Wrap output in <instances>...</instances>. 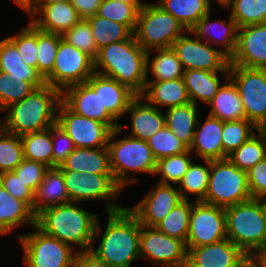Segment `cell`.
Wrapping results in <instances>:
<instances>
[{
    "instance_id": "obj_1",
    "label": "cell",
    "mask_w": 266,
    "mask_h": 267,
    "mask_svg": "<svg viewBox=\"0 0 266 267\" xmlns=\"http://www.w3.org/2000/svg\"><path fill=\"white\" fill-rule=\"evenodd\" d=\"M36 226L45 234L60 241L90 251L101 231L99 217L78 205L69 202L42 210L36 216Z\"/></svg>"
},
{
    "instance_id": "obj_2",
    "label": "cell",
    "mask_w": 266,
    "mask_h": 267,
    "mask_svg": "<svg viewBox=\"0 0 266 267\" xmlns=\"http://www.w3.org/2000/svg\"><path fill=\"white\" fill-rule=\"evenodd\" d=\"M147 53L137 43L133 34L127 40L109 44L98 50L94 59L95 72L111 77L135 95H141L147 81Z\"/></svg>"
},
{
    "instance_id": "obj_3",
    "label": "cell",
    "mask_w": 266,
    "mask_h": 267,
    "mask_svg": "<svg viewBox=\"0 0 266 267\" xmlns=\"http://www.w3.org/2000/svg\"><path fill=\"white\" fill-rule=\"evenodd\" d=\"M107 214L100 245L96 249L92 247L90 252L111 267H130L140 258L141 224L126 206Z\"/></svg>"
},
{
    "instance_id": "obj_4",
    "label": "cell",
    "mask_w": 266,
    "mask_h": 267,
    "mask_svg": "<svg viewBox=\"0 0 266 267\" xmlns=\"http://www.w3.org/2000/svg\"><path fill=\"white\" fill-rule=\"evenodd\" d=\"M61 102V91L48 84L36 88L22 101L4 109L3 118L7 132L21 136L38 132L57 124V110Z\"/></svg>"
},
{
    "instance_id": "obj_5",
    "label": "cell",
    "mask_w": 266,
    "mask_h": 267,
    "mask_svg": "<svg viewBox=\"0 0 266 267\" xmlns=\"http://www.w3.org/2000/svg\"><path fill=\"white\" fill-rule=\"evenodd\" d=\"M123 128L120 124L118 128L113 129L107 145L110 169L116 184L121 189L126 188L130 183H138L132 173L133 175L137 174L136 172L154 174L157 162L147 141L132 136L115 140L116 136L123 132Z\"/></svg>"
},
{
    "instance_id": "obj_6",
    "label": "cell",
    "mask_w": 266,
    "mask_h": 267,
    "mask_svg": "<svg viewBox=\"0 0 266 267\" xmlns=\"http://www.w3.org/2000/svg\"><path fill=\"white\" fill-rule=\"evenodd\" d=\"M227 239L246 255L266 244V205L264 199L250 198L224 208Z\"/></svg>"
},
{
    "instance_id": "obj_7",
    "label": "cell",
    "mask_w": 266,
    "mask_h": 267,
    "mask_svg": "<svg viewBox=\"0 0 266 267\" xmlns=\"http://www.w3.org/2000/svg\"><path fill=\"white\" fill-rule=\"evenodd\" d=\"M188 30L173 15L158 6L144 2L139 10L134 35L146 51L171 48L174 41Z\"/></svg>"
},
{
    "instance_id": "obj_8",
    "label": "cell",
    "mask_w": 266,
    "mask_h": 267,
    "mask_svg": "<svg viewBox=\"0 0 266 267\" xmlns=\"http://www.w3.org/2000/svg\"><path fill=\"white\" fill-rule=\"evenodd\" d=\"M250 198L246 171L239 169L228 158L210 161L208 189L203 202L227 208Z\"/></svg>"
},
{
    "instance_id": "obj_9",
    "label": "cell",
    "mask_w": 266,
    "mask_h": 267,
    "mask_svg": "<svg viewBox=\"0 0 266 267\" xmlns=\"http://www.w3.org/2000/svg\"><path fill=\"white\" fill-rule=\"evenodd\" d=\"M33 228V233L19 235L26 267H74L80 249L45 234L36 225Z\"/></svg>"
},
{
    "instance_id": "obj_10",
    "label": "cell",
    "mask_w": 266,
    "mask_h": 267,
    "mask_svg": "<svg viewBox=\"0 0 266 267\" xmlns=\"http://www.w3.org/2000/svg\"><path fill=\"white\" fill-rule=\"evenodd\" d=\"M63 174L70 202L106 200V211L116 212L123 209L114 202L122 190L115 182L112 174H87L71 170H60ZM113 199V200H112Z\"/></svg>"
},
{
    "instance_id": "obj_11",
    "label": "cell",
    "mask_w": 266,
    "mask_h": 267,
    "mask_svg": "<svg viewBox=\"0 0 266 267\" xmlns=\"http://www.w3.org/2000/svg\"><path fill=\"white\" fill-rule=\"evenodd\" d=\"M241 97L246 119L258 129L266 123V69L229 66V77Z\"/></svg>"
},
{
    "instance_id": "obj_12",
    "label": "cell",
    "mask_w": 266,
    "mask_h": 267,
    "mask_svg": "<svg viewBox=\"0 0 266 267\" xmlns=\"http://www.w3.org/2000/svg\"><path fill=\"white\" fill-rule=\"evenodd\" d=\"M95 72L94 59L85 52L61 40L52 72L45 84L61 92L71 85L85 83Z\"/></svg>"
},
{
    "instance_id": "obj_13",
    "label": "cell",
    "mask_w": 266,
    "mask_h": 267,
    "mask_svg": "<svg viewBox=\"0 0 266 267\" xmlns=\"http://www.w3.org/2000/svg\"><path fill=\"white\" fill-rule=\"evenodd\" d=\"M61 101L74 113L107 124L112 130L119 127L116 119L102 107L100 100V74H94L85 82L66 87Z\"/></svg>"
},
{
    "instance_id": "obj_14",
    "label": "cell",
    "mask_w": 266,
    "mask_h": 267,
    "mask_svg": "<svg viewBox=\"0 0 266 267\" xmlns=\"http://www.w3.org/2000/svg\"><path fill=\"white\" fill-rule=\"evenodd\" d=\"M187 253L184 241L167 236L156 227L141 225L140 258L153 265L181 267L187 265Z\"/></svg>"
},
{
    "instance_id": "obj_15",
    "label": "cell",
    "mask_w": 266,
    "mask_h": 267,
    "mask_svg": "<svg viewBox=\"0 0 266 267\" xmlns=\"http://www.w3.org/2000/svg\"><path fill=\"white\" fill-rule=\"evenodd\" d=\"M226 238L224 208L195 201L190 214L186 247L210 245Z\"/></svg>"
},
{
    "instance_id": "obj_16",
    "label": "cell",
    "mask_w": 266,
    "mask_h": 267,
    "mask_svg": "<svg viewBox=\"0 0 266 267\" xmlns=\"http://www.w3.org/2000/svg\"><path fill=\"white\" fill-rule=\"evenodd\" d=\"M187 31L177 38L171 48L182 62L184 70L200 69L212 72H229V58L222 49L213 48L209 43Z\"/></svg>"
},
{
    "instance_id": "obj_17",
    "label": "cell",
    "mask_w": 266,
    "mask_h": 267,
    "mask_svg": "<svg viewBox=\"0 0 266 267\" xmlns=\"http://www.w3.org/2000/svg\"><path fill=\"white\" fill-rule=\"evenodd\" d=\"M57 112V125L69 135L75 148L107 147L113 131L107 124L74 113L62 101Z\"/></svg>"
},
{
    "instance_id": "obj_18",
    "label": "cell",
    "mask_w": 266,
    "mask_h": 267,
    "mask_svg": "<svg viewBox=\"0 0 266 267\" xmlns=\"http://www.w3.org/2000/svg\"><path fill=\"white\" fill-rule=\"evenodd\" d=\"M182 200L178 188L158 182L142 200L128 209L141 225L155 227Z\"/></svg>"
},
{
    "instance_id": "obj_19",
    "label": "cell",
    "mask_w": 266,
    "mask_h": 267,
    "mask_svg": "<svg viewBox=\"0 0 266 267\" xmlns=\"http://www.w3.org/2000/svg\"><path fill=\"white\" fill-rule=\"evenodd\" d=\"M229 66L266 69V23L239 27L236 50Z\"/></svg>"
},
{
    "instance_id": "obj_20",
    "label": "cell",
    "mask_w": 266,
    "mask_h": 267,
    "mask_svg": "<svg viewBox=\"0 0 266 267\" xmlns=\"http://www.w3.org/2000/svg\"><path fill=\"white\" fill-rule=\"evenodd\" d=\"M39 30L63 35L82 18L70 1L44 6H19ZM37 17V18H36Z\"/></svg>"
},
{
    "instance_id": "obj_21",
    "label": "cell",
    "mask_w": 266,
    "mask_h": 267,
    "mask_svg": "<svg viewBox=\"0 0 266 267\" xmlns=\"http://www.w3.org/2000/svg\"><path fill=\"white\" fill-rule=\"evenodd\" d=\"M188 267H237L247 256L229 239L198 246L187 247Z\"/></svg>"
},
{
    "instance_id": "obj_22",
    "label": "cell",
    "mask_w": 266,
    "mask_h": 267,
    "mask_svg": "<svg viewBox=\"0 0 266 267\" xmlns=\"http://www.w3.org/2000/svg\"><path fill=\"white\" fill-rule=\"evenodd\" d=\"M210 12L202 17L191 29L190 34L194 35L210 45L220 44L222 52L229 59L236 50L238 25L229 14V20L210 21ZM212 37V38H211Z\"/></svg>"
},
{
    "instance_id": "obj_23",
    "label": "cell",
    "mask_w": 266,
    "mask_h": 267,
    "mask_svg": "<svg viewBox=\"0 0 266 267\" xmlns=\"http://www.w3.org/2000/svg\"><path fill=\"white\" fill-rule=\"evenodd\" d=\"M143 99V100H142ZM131 115L130 136L147 141L165 126V115L156 106L136 95L129 103L125 114Z\"/></svg>"
},
{
    "instance_id": "obj_24",
    "label": "cell",
    "mask_w": 266,
    "mask_h": 267,
    "mask_svg": "<svg viewBox=\"0 0 266 267\" xmlns=\"http://www.w3.org/2000/svg\"><path fill=\"white\" fill-rule=\"evenodd\" d=\"M199 121L189 150L194 151L201 160H222L223 121L209 114L203 124L200 125Z\"/></svg>"
},
{
    "instance_id": "obj_25",
    "label": "cell",
    "mask_w": 266,
    "mask_h": 267,
    "mask_svg": "<svg viewBox=\"0 0 266 267\" xmlns=\"http://www.w3.org/2000/svg\"><path fill=\"white\" fill-rule=\"evenodd\" d=\"M57 168L87 174H112L108 147L75 148Z\"/></svg>"
},
{
    "instance_id": "obj_26",
    "label": "cell",
    "mask_w": 266,
    "mask_h": 267,
    "mask_svg": "<svg viewBox=\"0 0 266 267\" xmlns=\"http://www.w3.org/2000/svg\"><path fill=\"white\" fill-rule=\"evenodd\" d=\"M148 103L166 108L182 106L190 103L183 78L167 81H146L143 93L140 95Z\"/></svg>"
},
{
    "instance_id": "obj_27",
    "label": "cell",
    "mask_w": 266,
    "mask_h": 267,
    "mask_svg": "<svg viewBox=\"0 0 266 267\" xmlns=\"http://www.w3.org/2000/svg\"><path fill=\"white\" fill-rule=\"evenodd\" d=\"M24 224L33 228L36 225V214L0 184V235H6L16 229V226Z\"/></svg>"
},
{
    "instance_id": "obj_28",
    "label": "cell",
    "mask_w": 266,
    "mask_h": 267,
    "mask_svg": "<svg viewBox=\"0 0 266 267\" xmlns=\"http://www.w3.org/2000/svg\"><path fill=\"white\" fill-rule=\"evenodd\" d=\"M223 79V85L208 103L212 107L208 114L223 122L246 119L243 103L235 84L228 77Z\"/></svg>"
},
{
    "instance_id": "obj_29",
    "label": "cell",
    "mask_w": 266,
    "mask_h": 267,
    "mask_svg": "<svg viewBox=\"0 0 266 267\" xmlns=\"http://www.w3.org/2000/svg\"><path fill=\"white\" fill-rule=\"evenodd\" d=\"M70 202L62 172L49 168L35 193L33 212L36 216L44 209Z\"/></svg>"
},
{
    "instance_id": "obj_30",
    "label": "cell",
    "mask_w": 266,
    "mask_h": 267,
    "mask_svg": "<svg viewBox=\"0 0 266 267\" xmlns=\"http://www.w3.org/2000/svg\"><path fill=\"white\" fill-rule=\"evenodd\" d=\"M219 73H224L222 77H229V72H212L200 69L184 71L183 81L193 104L197 105L199 99L208 105L221 87Z\"/></svg>"
},
{
    "instance_id": "obj_31",
    "label": "cell",
    "mask_w": 266,
    "mask_h": 267,
    "mask_svg": "<svg viewBox=\"0 0 266 267\" xmlns=\"http://www.w3.org/2000/svg\"><path fill=\"white\" fill-rule=\"evenodd\" d=\"M166 110L165 126L190 148L194 140L198 116L200 115L197 105L190 102Z\"/></svg>"
},
{
    "instance_id": "obj_32",
    "label": "cell",
    "mask_w": 266,
    "mask_h": 267,
    "mask_svg": "<svg viewBox=\"0 0 266 267\" xmlns=\"http://www.w3.org/2000/svg\"><path fill=\"white\" fill-rule=\"evenodd\" d=\"M0 71L8 73L10 79L45 82L34 67L22 60L16 45L9 38L0 41Z\"/></svg>"
},
{
    "instance_id": "obj_33",
    "label": "cell",
    "mask_w": 266,
    "mask_h": 267,
    "mask_svg": "<svg viewBox=\"0 0 266 267\" xmlns=\"http://www.w3.org/2000/svg\"><path fill=\"white\" fill-rule=\"evenodd\" d=\"M136 95L117 80L100 74V100L102 107L118 121L125 115L129 103Z\"/></svg>"
},
{
    "instance_id": "obj_34",
    "label": "cell",
    "mask_w": 266,
    "mask_h": 267,
    "mask_svg": "<svg viewBox=\"0 0 266 267\" xmlns=\"http://www.w3.org/2000/svg\"><path fill=\"white\" fill-rule=\"evenodd\" d=\"M153 50L156 52V55L150 59V53ZM147 52V81L149 71L154 77L152 81H167L183 78L185 70L182 62L178 59L172 48L152 49ZM150 60L151 62H149Z\"/></svg>"
},
{
    "instance_id": "obj_35",
    "label": "cell",
    "mask_w": 266,
    "mask_h": 267,
    "mask_svg": "<svg viewBox=\"0 0 266 267\" xmlns=\"http://www.w3.org/2000/svg\"><path fill=\"white\" fill-rule=\"evenodd\" d=\"M155 3L190 29L211 11L207 0H157Z\"/></svg>"
},
{
    "instance_id": "obj_36",
    "label": "cell",
    "mask_w": 266,
    "mask_h": 267,
    "mask_svg": "<svg viewBox=\"0 0 266 267\" xmlns=\"http://www.w3.org/2000/svg\"><path fill=\"white\" fill-rule=\"evenodd\" d=\"M20 137L25 159L41 162L49 168H53L52 127L38 132L26 133Z\"/></svg>"
},
{
    "instance_id": "obj_37",
    "label": "cell",
    "mask_w": 266,
    "mask_h": 267,
    "mask_svg": "<svg viewBox=\"0 0 266 267\" xmlns=\"http://www.w3.org/2000/svg\"><path fill=\"white\" fill-rule=\"evenodd\" d=\"M265 157L266 136L259 129L227 158L239 169L247 172Z\"/></svg>"
},
{
    "instance_id": "obj_38",
    "label": "cell",
    "mask_w": 266,
    "mask_h": 267,
    "mask_svg": "<svg viewBox=\"0 0 266 267\" xmlns=\"http://www.w3.org/2000/svg\"><path fill=\"white\" fill-rule=\"evenodd\" d=\"M97 49L129 39L134 33L126 26L113 20L94 15L87 18Z\"/></svg>"
},
{
    "instance_id": "obj_39",
    "label": "cell",
    "mask_w": 266,
    "mask_h": 267,
    "mask_svg": "<svg viewBox=\"0 0 266 267\" xmlns=\"http://www.w3.org/2000/svg\"><path fill=\"white\" fill-rule=\"evenodd\" d=\"M193 204L189 199H183L155 227L165 235L186 243Z\"/></svg>"
},
{
    "instance_id": "obj_40",
    "label": "cell",
    "mask_w": 266,
    "mask_h": 267,
    "mask_svg": "<svg viewBox=\"0 0 266 267\" xmlns=\"http://www.w3.org/2000/svg\"><path fill=\"white\" fill-rule=\"evenodd\" d=\"M203 161L205 165L195 164L192 161L187 172L176 186L182 199H189L186 196L188 194L196 195L195 201H202L205 198L210 176V160Z\"/></svg>"
},
{
    "instance_id": "obj_41",
    "label": "cell",
    "mask_w": 266,
    "mask_h": 267,
    "mask_svg": "<svg viewBox=\"0 0 266 267\" xmlns=\"http://www.w3.org/2000/svg\"><path fill=\"white\" fill-rule=\"evenodd\" d=\"M142 5L143 3L102 0L96 15L126 25L134 33Z\"/></svg>"
},
{
    "instance_id": "obj_42",
    "label": "cell",
    "mask_w": 266,
    "mask_h": 267,
    "mask_svg": "<svg viewBox=\"0 0 266 267\" xmlns=\"http://www.w3.org/2000/svg\"><path fill=\"white\" fill-rule=\"evenodd\" d=\"M45 82H28L10 79L8 73L0 71V112H3L13 103L22 101L36 88L42 87Z\"/></svg>"
},
{
    "instance_id": "obj_43",
    "label": "cell",
    "mask_w": 266,
    "mask_h": 267,
    "mask_svg": "<svg viewBox=\"0 0 266 267\" xmlns=\"http://www.w3.org/2000/svg\"><path fill=\"white\" fill-rule=\"evenodd\" d=\"M259 129L247 119L223 122V159L245 143Z\"/></svg>"
},
{
    "instance_id": "obj_44",
    "label": "cell",
    "mask_w": 266,
    "mask_h": 267,
    "mask_svg": "<svg viewBox=\"0 0 266 267\" xmlns=\"http://www.w3.org/2000/svg\"><path fill=\"white\" fill-rule=\"evenodd\" d=\"M193 153L189 150L181 154L160 158L156 162L155 175L160 174L162 179L159 183L178 184L187 172L190 164L194 161V157H190Z\"/></svg>"
},
{
    "instance_id": "obj_45",
    "label": "cell",
    "mask_w": 266,
    "mask_h": 267,
    "mask_svg": "<svg viewBox=\"0 0 266 267\" xmlns=\"http://www.w3.org/2000/svg\"><path fill=\"white\" fill-rule=\"evenodd\" d=\"M229 8L238 27L266 23V0H232Z\"/></svg>"
},
{
    "instance_id": "obj_46",
    "label": "cell",
    "mask_w": 266,
    "mask_h": 267,
    "mask_svg": "<svg viewBox=\"0 0 266 267\" xmlns=\"http://www.w3.org/2000/svg\"><path fill=\"white\" fill-rule=\"evenodd\" d=\"M62 35L38 29L37 72L45 79L53 70Z\"/></svg>"
},
{
    "instance_id": "obj_47",
    "label": "cell",
    "mask_w": 266,
    "mask_h": 267,
    "mask_svg": "<svg viewBox=\"0 0 266 267\" xmlns=\"http://www.w3.org/2000/svg\"><path fill=\"white\" fill-rule=\"evenodd\" d=\"M24 159L21 137L5 131L0 136V174L13 171Z\"/></svg>"
},
{
    "instance_id": "obj_48",
    "label": "cell",
    "mask_w": 266,
    "mask_h": 267,
    "mask_svg": "<svg viewBox=\"0 0 266 267\" xmlns=\"http://www.w3.org/2000/svg\"><path fill=\"white\" fill-rule=\"evenodd\" d=\"M147 142L156 160L189 151V147L166 126L149 138Z\"/></svg>"
},
{
    "instance_id": "obj_49",
    "label": "cell",
    "mask_w": 266,
    "mask_h": 267,
    "mask_svg": "<svg viewBox=\"0 0 266 267\" xmlns=\"http://www.w3.org/2000/svg\"><path fill=\"white\" fill-rule=\"evenodd\" d=\"M62 38L68 44L85 52L93 59L97 57L98 49L92 34V28L87 19H81L77 22L62 35Z\"/></svg>"
},
{
    "instance_id": "obj_50",
    "label": "cell",
    "mask_w": 266,
    "mask_h": 267,
    "mask_svg": "<svg viewBox=\"0 0 266 267\" xmlns=\"http://www.w3.org/2000/svg\"><path fill=\"white\" fill-rule=\"evenodd\" d=\"M8 38L16 45L22 60L37 70L38 29L30 22L19 34Z\"/></svg>"
},
{
    "instance_id": "obj_51",
    "label": "cell",
    "mask_w": 266,
    "mask_h": 267,
    "mask_svg": "<svg viewBox=\"0 0 266 267\" xmlns=\"http://www.w3.org/2000/svg\"><path fill=\"white\" fill-rule=\"evenodd\" d=\"M0 184L16 199L25 202L32 210L35 193L25 185L14 171L0 174Z\"/></svg>"
},
{
    "instance_id": "obj_52",
    "label": "cell",
    "mask_w": 266,
    "mask_h": 267,
    "mask_svg": "<svg viewBox=\"0 0 266 267\" xmlns=\"http://www.w3.org/2000/svg\"><path fill=\"white\" fill-rule=\"evenodd\" d=\"M48 169L49 167L44 163L24 159L13 171L26 186L36 193Z\"/></svg>"
},
{
    "instance_id": "obj_53",
    "label": "cell",
    "mask_w": 266,
    "mask_h": 267,
    "mask_svg": "<svg viewBox=\"0 0 266 267\" xmlns=\"http://www.w3.org/2000/svg\"><path fill=\"white\" fill-rule=\"evenodd\" d=\"M53 168L60 164L73 152L75 146L69 135L57 124L52 126Z\"/></svg>"
},
{
    "instance_id": "obj_54",
    "label": "cell",
    "mask_w": 266,
    "mask_h": 267,
    "mask_svg": "<svg viewBox=\"0 0 266 267\" xmlns=\"http://www.w3.org/2000/svg\"><path fill=\"white\" fill-rule=\"evenodd\" d=\"M252 198H266V157L247 171Z\"/></svg>"
},
{
    "instance_id": "obj_55",
    "label": "cell",
    "mask_w": 266,
    "mask_h": 267,
    "mask_svg": "<svg viewBox=\"0 0 266 267\" xmlns=\"http://www.w3.org/2000/svg\"><path fill=\"white\" fill-rule=\"evenodd\" d=\"M102 0H70L82 19L94 16L98 12Z\"/></svg>"
},
{
    "instance_id": "obj_56",
    "label": "cell",
    "mask_w": 266,
    "mask_h": 267,
    "mask_svg": "<svg viewBox=\"0 0 266 267\" xmlns=\"http://www.w3.org/2000/svg\"><path fill=\"white\" fill-rule=\"evenodd\" d=\"M74 267H111L104 261L98 259L90 251L78 252Z\"/></svg>"
},
{
    "instance_id": "obj_57",
    "label": "cell",
    "mask_w": 266,
    "mask_h": 267,
    "mask_svg": "<svg viewBox=\"0 0 266 267\" xmlns=\"http://www.w3.org/2000/svg\"><path fill=\"white\" fill-rule=\"evenodd\" d=\"M259 267H266V244L249 255Z\"/></svg>"
},
{
    "instance_id": "obj_58",
    "label": "cell",
    "mask_w": 266,
    "mask_h": 267,
    "mask_svg": "<svg viewBox=\"0 0 266 267\" xmlns=\"http://www.w3.org/2000/svg\"><path fill=\"white\" fill-rule=\"evenodd\" d=\"M68 1L70 0H23L19 6H44Z\"/></svg>"
},
{
    "instance_id": "obj_59",
    "label": "cell",
    "mask_w": 266,
    "mask_h": 267,
    "mask_svg": "<svg viewBox=\"0 0 266 267\" xmlns=\"http://www.w3.org/2000/svg\"><path fill=\"white\" fill-rule=\"evenodd\" d=\"M237 267H259L253 259L247 255Z\"/></svg>"
},
{
    "instance_id": "obj_60",
    "label": "cell",
    "mask_w": 266,
    "mask_h": 267,
    "mask_svg": "<svg viewBox=\"0 0 266 267\" xmlns=\"http://www.w3.org/2000/svg\"><path fill=\"white\" fill-rule=\"evenodd\" d=\"M211 1L212 0H207L208 4L211 6ZM217 1L219 4L222 5V7L224 8H228L232 2V0H215Z\"/></svg>"
},
{
    "instance_id": "obj_61",
    "label": "cell",
    "mask_w": 266,
    "mask_h": 267,
    "mask_svg": "<svg viewBox=\"0 0 266 267\" xmlns=\"http://www.w3.org/2000/svg\"><path fill=\"white\" fill-rule=\"evenodd\" d=\"M116 1L126 2V3H144L141 2V0H116Z\"/></svg>"
},
{
    "instance_id": "obj_62",
    "label": "cell",
    "mask_w": 266,
    "mask_h": 267,
    "mask_svg": "<svg viewBox=\"0 0 266 267\" xmlns=\"http://www.w3.org/2000/svg\"><path fill=\"white\" fill-rule=\"evenodd\" d=\"M6 131V128H5V124H4V121L1 120V124H0V136Z\"/></svg>"
},
{
    "instance_id": "obj_63",
    "label": "cell",
    "mask_w": 266,
    "mask_h": 267,
    "mask_svg": "<svg viewBox=\"0 0 266 267\" xmlns=\"http://www.w3.org/2000/svg\"><path fill=\"white\" fill-rule=\"evenodd\" d=\"M260 130L265 134L266 136V123L260 128Z\"/></svg>"
},
{
    "instance_id": "obj_64",
    "label": "cell",
    "mask_w": 266,
    "mask_h": 267,
    "mask_svg": "<svg viewBox=\"0 0 266 267\" xmlns=\"http://www.w3.org/2000/svg\"><path fill=\"white\" fill-rule=\"evenodd\" d=\"M22 0H14V3L17 4V6H19L21 4Z\"/></svg>"
}]
</instances>
